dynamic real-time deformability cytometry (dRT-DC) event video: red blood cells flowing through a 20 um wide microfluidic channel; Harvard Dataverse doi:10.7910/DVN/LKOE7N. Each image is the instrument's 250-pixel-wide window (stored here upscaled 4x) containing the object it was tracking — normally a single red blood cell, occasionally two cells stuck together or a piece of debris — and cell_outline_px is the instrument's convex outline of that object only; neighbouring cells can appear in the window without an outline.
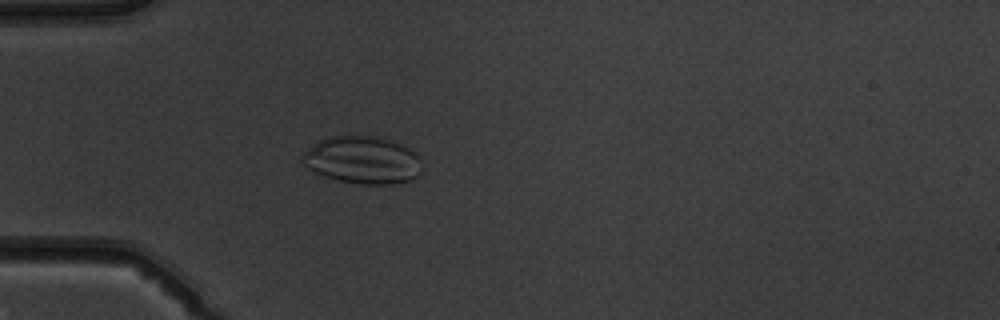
{"species": "common noctule bat (a hibernating species)", "species_latin": "Nyctalus noctula", "temperature_condition": "warm", "stored_images_in_passage": 43, "camera_frame_rate_fps": 3000, "um_per_image_px": 0.085, "animal": {"sex": "male", "body_mass_g": 19.5, "forearm_length_mm": 54.6}, "frame": {"image": 1, "passage_image": 7, "time_ms": 2.0, "image_size_px": [1000, 320], "cell_outline_px": [[420, 160], [416, 176], [412, 180], [392, 184], [364, 184], [340, 180], [324, 176], [312, 172], [300, 160], [300, 156], [308, 148], [320, 140], [332, 136], [380, 136], [392, 140], [416, 152], [420, 156]], "centroid_in_image_um": [30.79, 13.59], "position_along_channel_um": 54.2, "area_um2": 33.0}}
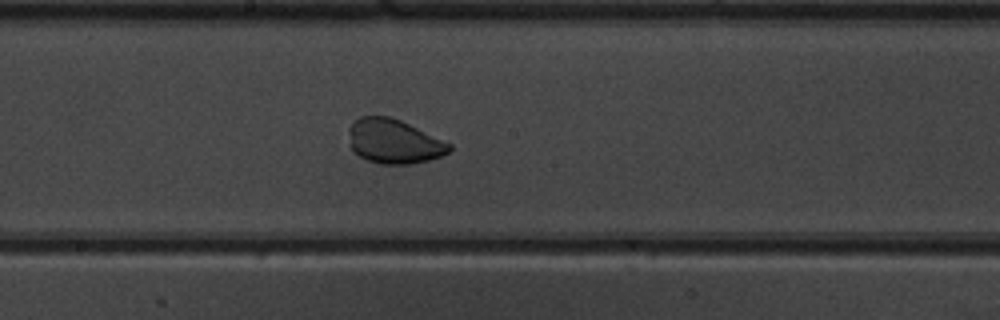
{"frame": {"image": 2, "passage_image": 20, "time_ms": 6.333, "image_size_px": [1000, 320], "cell_outline_px": [[452, 148], [448, 152], [440, 156], [428, 160], [408, 164], [380, 164], [368, 160], [352, 152], [348, 132], [348, 128], [360, 116], [392, 116], [452, 144]], "centroid_in_image_um": [33.46, 12.01], "position_along_channel_um": 214.7, "area_um2": 25.95}}
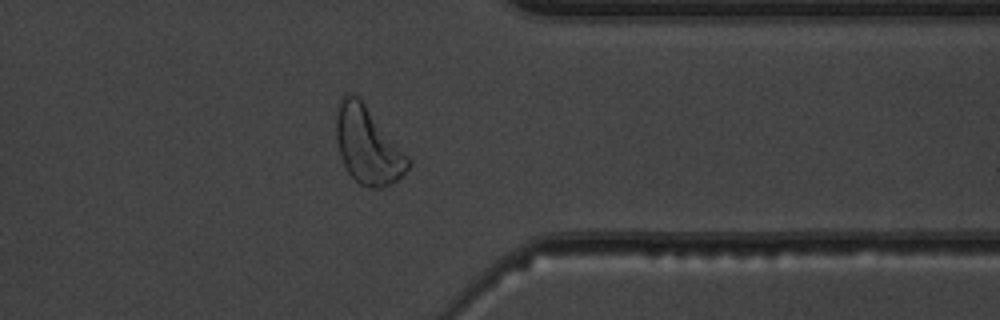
{"frame": {"image": 3, "passage_image": 33, "time_ms": 10.667, "image_size_px": [1000, 320], "cell_outline_px": [[412, 164], [396, 180], [380, 188], [368, 188], [360, 184], [348, 172], [344, 164], [336, 140], [336, 104], [340, 96], [344, 92], [352, 92], [360, 96], [412, 160]], "centroid_in_image_um": [31.24, 12.27], "position_along_channel_um": 380.2, "area_um2": 32.83}}